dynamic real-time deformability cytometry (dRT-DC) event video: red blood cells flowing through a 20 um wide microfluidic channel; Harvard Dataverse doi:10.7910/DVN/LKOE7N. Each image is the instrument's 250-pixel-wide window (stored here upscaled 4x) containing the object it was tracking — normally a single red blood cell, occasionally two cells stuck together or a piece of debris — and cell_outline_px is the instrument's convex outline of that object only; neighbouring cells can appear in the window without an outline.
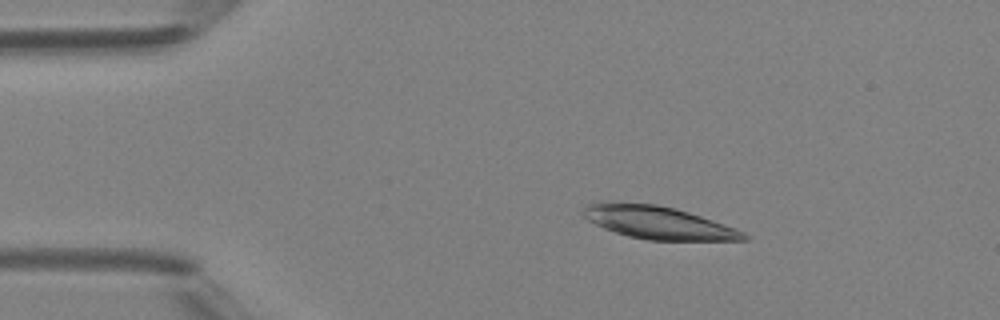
{"species": "Egyptian fruit bat (a non-hibernating species)", "species_latin": "Rousettus aegyptiacus", "temperature_condition": "room temperature", "stored_images_in_passage": 6, "camera_frame_rate_fps": 3000, "um_per_image_px": 0.085, "animal": {"sex": "female"}, "frame": {"image": 1, "passage_image": 3, "time_ms": 2.333, "image_size_px": [1000, 320], "cell_outline_px": [[752, 240], [648, 240], [628, 236], [604, 228], [588, 220], [584, 216], [584, 208], [588, 204], [600, 200], [604, 200], [656, 204], [688, 212], [736, 228], [752, 236]], "centroid_in_image_um": [55.95, 18.91], "position_along_channel_um": 29.1, "area_um2": 30.81}}
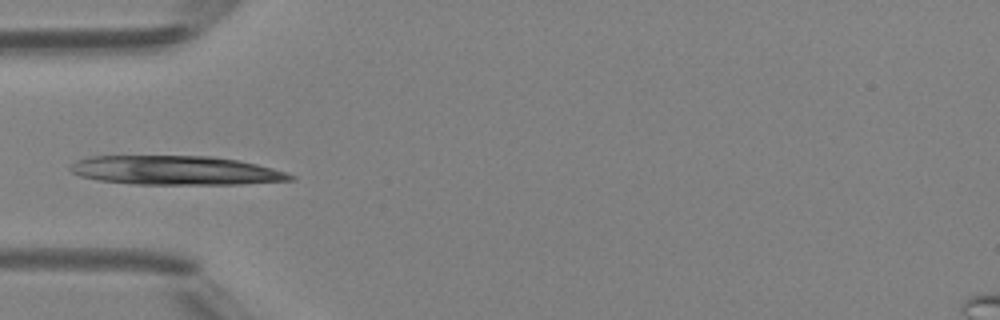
{"frame": {"image": 2, "passage_image": 5, "time_ms": 4.667, "image_size_px": [1000, 320], "cell_outline_px": [[296, 180], [240, 184], [132, 184], [96, 180], [80, 176], [72, 172], [68, 168], [76, 160], [88, 156], [212, 156], [236, 160], [256, 164], [272, 168], [296, 176]], "centroid_in_image_um": [14.9, 14.48], "position_along_channel_um": 70.1, "area_um2": 37.34}}
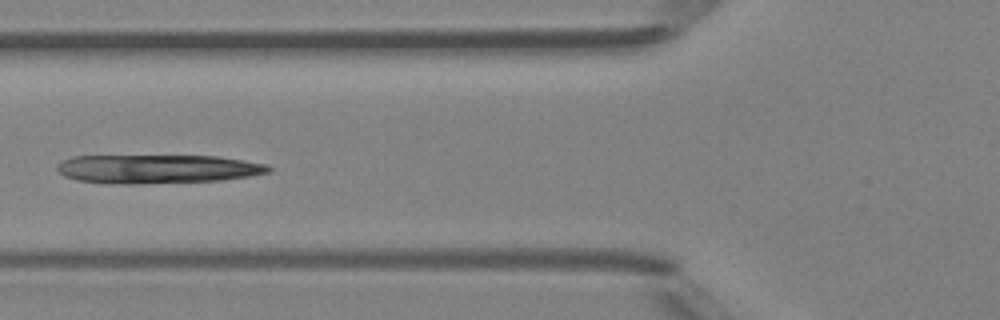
{"frame": {"image": 3, "passage_image": 6, "time_ms": 5.667, "image_size_px": [1000, 320], "cell_outline_px": [[272, 172], [224, 180], [136, 184], [108, 184], [76, 180], [64, 176], [56, 168], [56, 164], [72, 156], [216, 156], [244, 160], [268, 164], [272, 168]], "centroid_in_image_um": [13.38, 14.37], "position_along_channel_um": 112.4, "area_um2": 35.78}}